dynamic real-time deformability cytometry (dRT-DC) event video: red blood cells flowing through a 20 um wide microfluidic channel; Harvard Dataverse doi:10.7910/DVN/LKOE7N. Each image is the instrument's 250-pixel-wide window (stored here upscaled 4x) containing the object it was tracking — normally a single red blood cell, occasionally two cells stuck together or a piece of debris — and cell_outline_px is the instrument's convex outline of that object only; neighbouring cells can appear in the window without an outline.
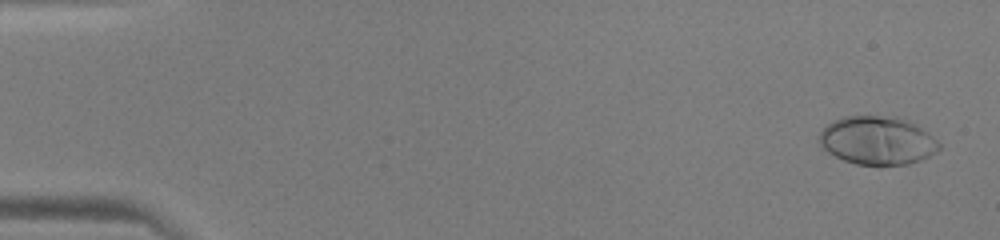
{"species": "human", "species_latin": "Homo sapiens", "temperature_condition": "warm", "stored_images_in_passage": 48, "camera_frame_rate_fps": 3000, "um_per_image_px": 0.085, "donor": {"sex": "male"}, "frame": {"image": 1, "passage_image": 2, "time_ms": 0.333, "image_size_px": [1000, 240], "cell_outline_px": [[940, 148], [936, 152], [920, 160], [908, 164], [856, 164], [844, 160], [828, 152], [820, 144], [820, 132], [832, 120], [844, 116], [896, 116], [908, 120], [932, 136], [940, 144]], "centroid_in_image_um": [74.57, 11.93], "position_along_channel_um": 10.4, "area_um2": 33.41}}
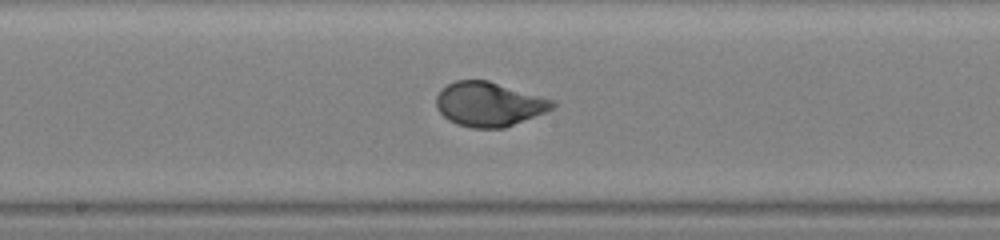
{"frame": {"image": 2, "passage_image": 26, "time_ms": 8.333, "image_size_px": [1000, 240], "cell_outline_px": [[556, 104], [552, 108], [544, 112], [504, 128], [472, 128], [456, 124], [448, 120], [436, 108], [436, 96], [448, 84], [456, 80], [488, 80], [552, 100]], "centroid_in_image_um": [41.51, 8.86], "position_along_channel_um": 206.7, "area_um2": 29.59}}
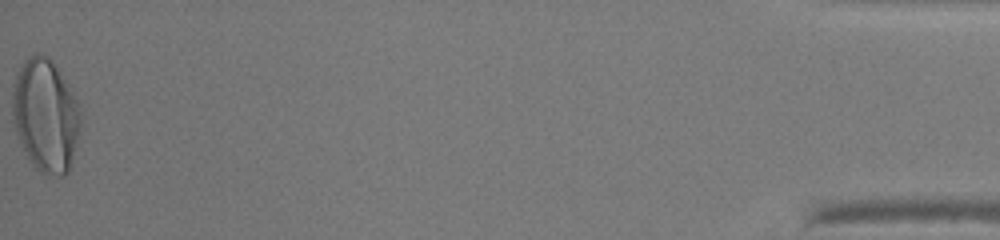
{"frame": {"image": 3, "passage_image": 48, "time_ms": 15.667, "image_size_px": [1000, 240], "cell_outline_px": [[80, 132], [68, 172], [64, 176], [56, 176], [40, 172], [36, 168], [20, 144], [12, 120], [12, 84], [16, 72], [24, 60], [36, 52], [48, 56], [56, 64], [76, 96], [80, 108]], "centroid_in_image_um": [3.86, 9.76], "position_along_channel_um": 431.3, "area_um2": 45.49}}